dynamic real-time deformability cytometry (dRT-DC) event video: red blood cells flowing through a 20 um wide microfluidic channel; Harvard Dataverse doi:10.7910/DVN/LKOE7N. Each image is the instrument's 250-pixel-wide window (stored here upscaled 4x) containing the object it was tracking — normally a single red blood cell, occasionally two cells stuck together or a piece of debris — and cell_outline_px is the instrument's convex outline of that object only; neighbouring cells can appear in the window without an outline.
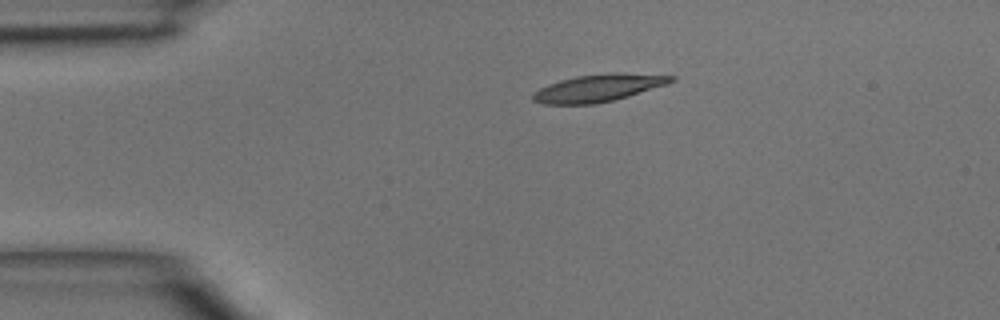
{"species": "common noctule bat (a hibernating species)", "species_latin": "Nyctalus noctula", "temperature_condition": "room temperature", "stored_images_in_passage": 38, "camera_frame_rate_fps": 3000, "um_per_image_px": 0.085, "animal": {"sex": "male", "body_mass_g": 15.6}, "frame": {"image": 1, "passage_image": 1, "time_ms": 0.0, "image_size_px": [1000, 320], "cell_outline_px": [[676, 80], [668, 84], [628, 96], [596, 104], [544, 104], [532, 100], [532, 92], [548, 84], [560, 80], [576, 76], [612, 72], [616, 72], [676, 76]], "centroid_in_image_um": [50.86, 7.47], "position_along_channel_um": 34.1, "area_um2": 22.08}}
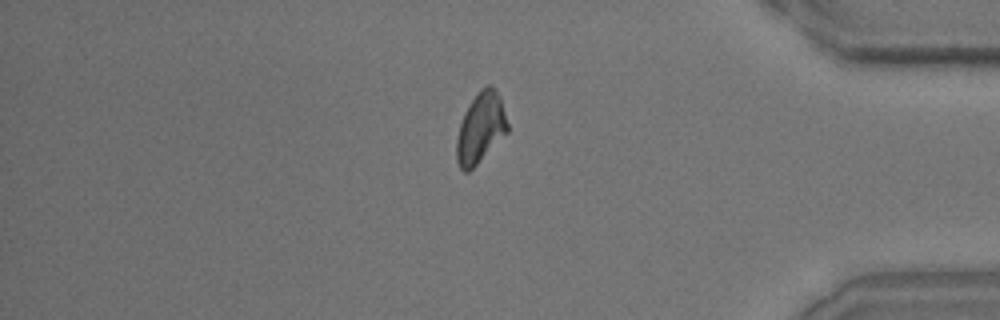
{"frame": {"image": 2, "passage_image": 31, "time_ms": 10.0, "image_size_px": [1000, 320], "cell_outline_px": [[508, 132], [468, 172], [464, 172], [460, 168], [456, 160], [456, 140], [460, 124], [464, 112], [468, 104], [480, 88], [488, 84], [496, 92], [500, 100], [508, 124]], "centroid_in_image_um": [40.82, 10.88], "position_along_channel_um": 394.4, "area_um2": 20.58}}
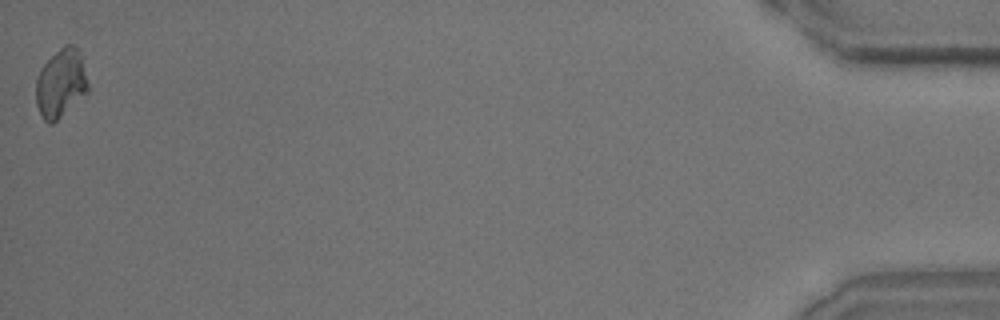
{"frame": {"image": 3, "passage_image": 38, "time_ms": 12.333, "image_size_px": [1000, 320], "cell_outline_px": [[88, 92], [52, 124], [48, 124], [44, 120], [36, 104], [36, 76], [40, 68], [64, 44], [72, 44], [76, 48], [80, 56], [88, 84]], "centroid_in_image_um": [5.14, 7.1], "position_along_channel_um": 430.1, "area_um2": 20.46}}